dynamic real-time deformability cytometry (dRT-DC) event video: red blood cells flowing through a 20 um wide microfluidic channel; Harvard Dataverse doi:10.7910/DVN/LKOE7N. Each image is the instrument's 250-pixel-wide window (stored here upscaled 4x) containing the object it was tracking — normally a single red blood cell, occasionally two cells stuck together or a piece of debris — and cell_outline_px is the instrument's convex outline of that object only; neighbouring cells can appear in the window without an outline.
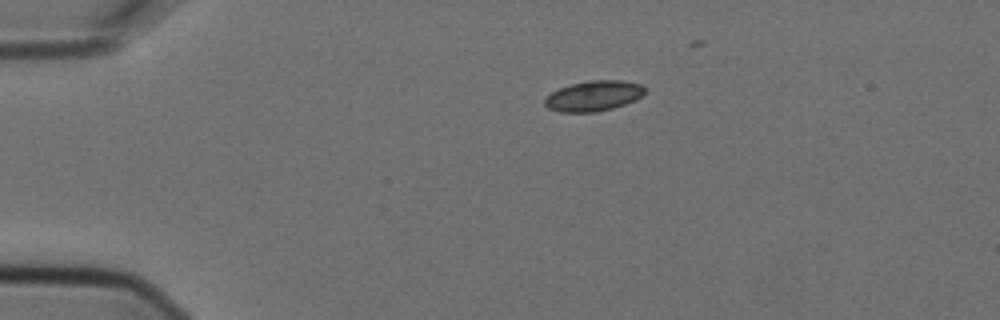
{"species": "Egyptian fruit bat (a non-hibernating species)", "species_latin": "Rousettus aegyptiacus", "temperature_condition": "cold", "stored_images_in_passage": 4, "camera_frame_rate_fps": 3000, "um_per_image_px": 0.085, "animal": {"sex": "female"}, "frame": {"image": 1, "passage_image": 1, "time_ms": 0.0, "image_size_px": [1000, 320], "cell_outline_px": [[644, 92], [636, 100], [612, 108], [596, 112], [560, 112], [548, 108], [544, 104], [544, 100], [552, 92], [560, 88], [572, 84], [588, 80], [624, 80], [640, 84], [644, 88]], "centroid_in_image_um": [50.45, 8.15], "position_along_channel_um": 34.6, "area_um2": 17.57}}
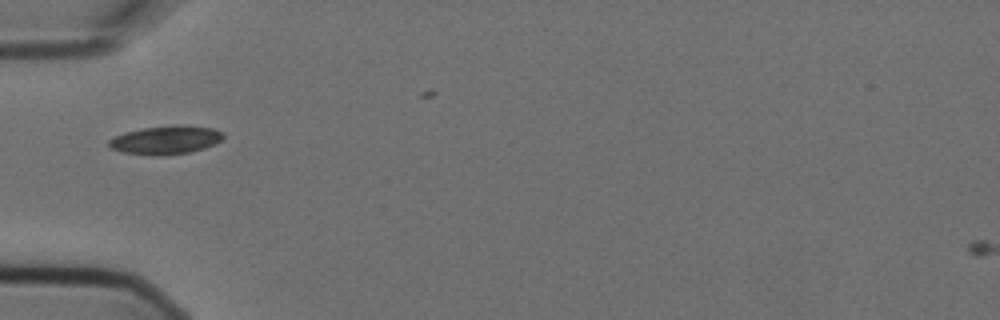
{"frame": {"image": 2, "passage_image": 3, "time_ms": 0.667, "image_size_px": [1000, 320], "cell_outline_px": [[224, 136], [216, 144], [204, 148], [188, 152], [160, 156], [152, 156], [120, 152], [108, 148], [108, 140], [124, 132], [144, 128], [172, 124], [184, 124], [212, 128], [220, 132]], "centroid_in_image_um": [14.04, 11.9], "position_along_channel_um": 71.0, "area_um2": 19.25}}